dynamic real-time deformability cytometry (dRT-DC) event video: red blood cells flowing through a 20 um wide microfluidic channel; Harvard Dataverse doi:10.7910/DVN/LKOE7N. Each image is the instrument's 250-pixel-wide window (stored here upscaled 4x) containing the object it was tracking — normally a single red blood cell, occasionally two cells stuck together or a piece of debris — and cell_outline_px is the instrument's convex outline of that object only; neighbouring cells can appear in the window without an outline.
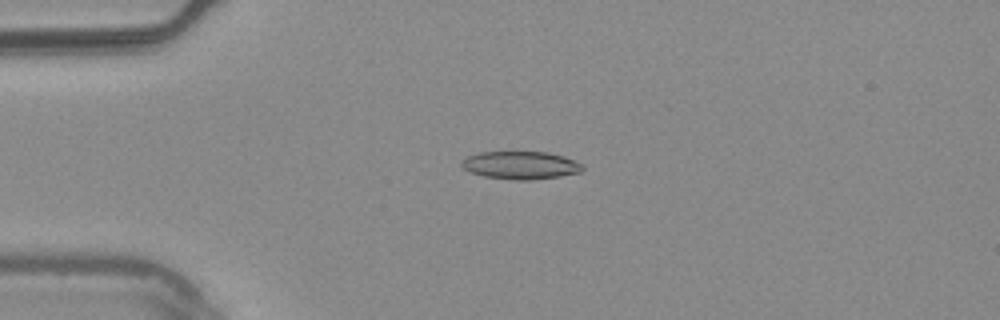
{"species": "common noctule bat (a hibernating species)", "species_latin": "Nyctalus noctula", "temperature_condition": "warm", "stored_images_in_passage": 55, "camera_frame_rate_fps": 3000, "um_per_image_px": 0.085, "animal": {"sex": "male", "body_mass_g": 20.4}, "frame": {"image": 1, "passage_image": 14, "time_ms": 4.333, "image_size_px": [1000, 320], "cell_outline_px": [[584, 168], [580, 172], [560, 176], [532, 180], [516, 180], [484, 176], [468, 172], [460, 164], [460, 160], [468, 156], [480, 152], [548, 152], [564, 156], [584, 164]], "centroid_in_image_um": [44.25, 14.04], "position_along_channel_um": 40.7, "area_um2": 19.77}}
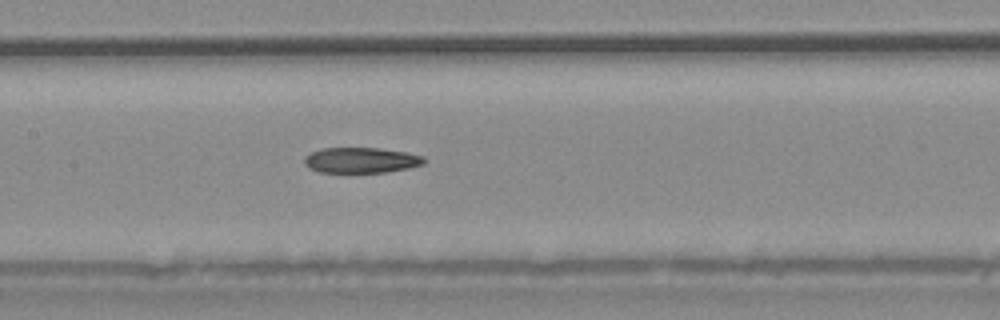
{"frame": {"image": 2, "passage_image": 27, "time_ms": 8.667, "image_size_px": [1000, 320], "cell_outline_px": [[424, 164], [408, 168], [384, 172], [320, 172], [308, 168], [304, 164], [304, 156], [320, 148], [380, 148], [408, 152], [424, 156]], "centroid_in_image_um": [30.68, 13.61], "position_along_channel_um": 176.7, "area_um2": 17.86}}
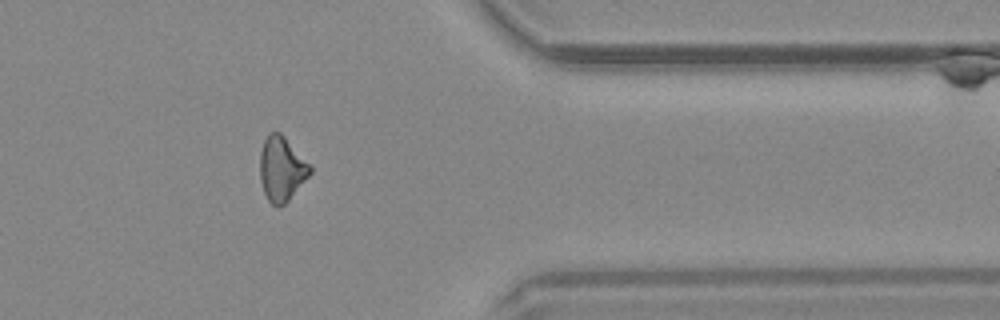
{"frame": {"image": 3, "passage_image": 45, "time_ms": 14.667, "image_size_px": [1000, 320], "cell_outline_px": [[312, 172], [288, 200], [284, 204], [272, 204], [268, 200], [264, 192], [260, 180], [260, 152], [264, 140], [268, 132], [280, 132], [284, 136], [312, 168]], "centroid_in_image_um": [23.91, 14.33], "position_along_channel_um": 387.5, "area_um2": 18.44}, "authors_computed_cell_mechanics": {"area_um2": 19.0162, "velocity_mm_per_s": 3.7634, "shape_relaxation_time_tau1_ms": null, "shape_relaxation_time_tau2_ms": 5.6053, "deformation_change_tau1": null, "deformation_change_tau2": 0.1541}}